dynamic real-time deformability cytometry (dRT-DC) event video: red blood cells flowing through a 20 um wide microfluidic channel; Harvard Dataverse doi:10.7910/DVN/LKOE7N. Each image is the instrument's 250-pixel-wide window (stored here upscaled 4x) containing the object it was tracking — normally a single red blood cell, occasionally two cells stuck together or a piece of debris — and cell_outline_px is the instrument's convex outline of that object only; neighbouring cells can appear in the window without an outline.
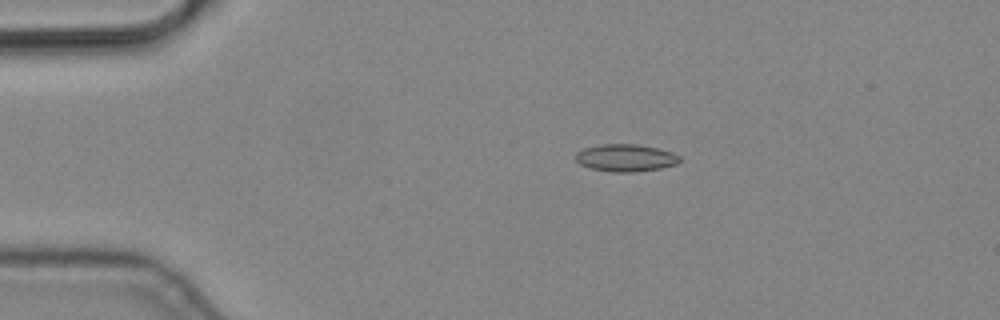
{"species": "common noctule bat (a hibernating species)", "species_latin": "Nyctalus noctula", "temperature_condition": "cold", "stored_images_in_passage": 11, "camera_frame_rate_fps": 3000, "um_per_image_px": 0.085, "animal": {"sex": "male", "body_mass_g": 19.2, "forearm_length_mm": 51.8}, "frame": {"image": 1, "passage_image": 3, "time_ms": 0.667, "image_size_px": [1000, 320], "cell_outline_px": [[680, 160], [676, 164], [660, 168], [636, 172], [612, 172], [588, 168], [580, 164], [576, 160], [576, 152], [584, 148], [600, 144], [636, 144], [656, 148], [672, 152], [680, 156]], "centroid_in_image_um": [53.15, 13.42], "position_along_channel_um": 31.8, "area_um2": 16.59}}
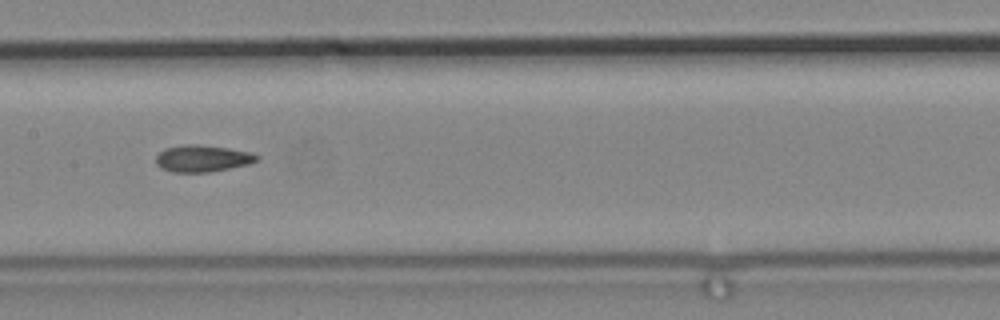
{"frame": {"image": 2, "passage_image": 8, "time_ms": 2.333, "image_size_px": [1000, 320], "cell_outline_px": [[260, 156], [256, 160], [248, 164], [208, 172], [172, 172], [160, 168], [156, 164], [156, 156], [164, 148], [184, 144], [196, 144], [228, 148], [252, 152]], "centroid_in_image_um": [17.17, 13.46], "position_along_channel_um": 190.2, "area_um2": 15.72}}
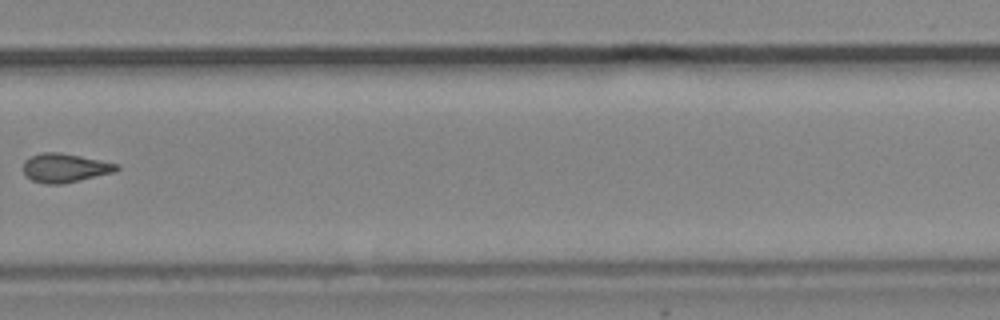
{"frame": {"image": 3, "passage_image": 11, "time_ms": 3.333, "image_size_px": [1000, 320], "cell_outline_px": [[120, 168], [116, 172], [64, 184], [44, 184], [32, 180], [24, 176], [24, 160], [40, 152], [60, 152], [120, 164]], "centroid_in_image_um": [5.53, 14.28], "position_along_channel_um": 324.3, "area_um2": 15.95}}